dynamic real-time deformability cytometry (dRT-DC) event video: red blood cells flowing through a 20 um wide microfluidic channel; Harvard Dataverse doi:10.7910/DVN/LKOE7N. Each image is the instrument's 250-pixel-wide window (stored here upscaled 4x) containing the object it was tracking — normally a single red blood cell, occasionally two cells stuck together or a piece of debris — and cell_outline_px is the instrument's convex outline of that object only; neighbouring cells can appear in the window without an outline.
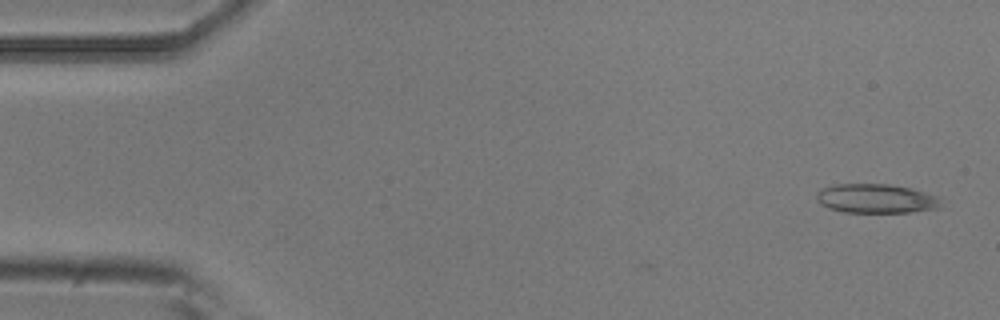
{"species": "common noctule bat (a hibernating species)", "species_latin": "Nyctalus noctula", "temperature_condition": "room temperature", "stored_images_in_passage": 2, "camera_frame_rate_fps": 3000, "um_per_image_px": 0.085, "animal": {"sex": "male", "body_mass_g": 20.5, "forearm_length_mm": 52.5}, "frame": {"image": 1, "passage_image": 2, "time_ms": 0.333, "image_size_px": [1000, 320], "cell_outline_px": [[940, 208], [908, 212], [844, 212], [828, 208], [820, 204], [816, 200], [816, 192], [820, 188], [832, 184], [888, 184], [912, 188], [936, 196], [940, 200]], "centroid_in_image_um": [74.4, 16.87], "position_along_channel_um": 10.6, "area_um2": 21.27}}